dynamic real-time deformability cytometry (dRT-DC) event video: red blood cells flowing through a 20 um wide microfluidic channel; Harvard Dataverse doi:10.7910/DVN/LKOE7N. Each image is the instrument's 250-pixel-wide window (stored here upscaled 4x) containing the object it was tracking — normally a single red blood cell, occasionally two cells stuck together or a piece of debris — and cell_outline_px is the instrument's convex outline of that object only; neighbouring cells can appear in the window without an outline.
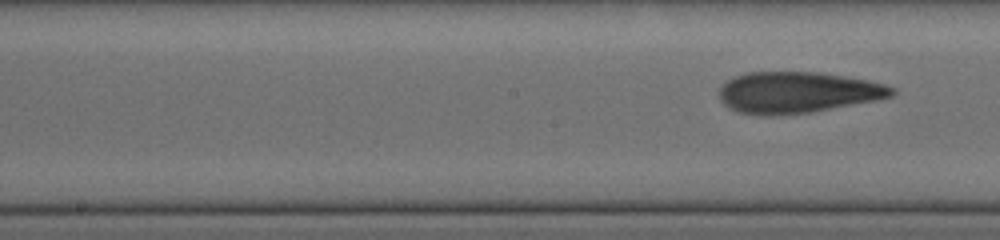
{"species": "human", "species_latin": "Homo sapiens", "temperature_condition": "cold", "stored_images_in_passage": 10, "segment_of_instrument_passage": [2, 2], "camera_frame_rate_fps": 3000, "um_per_image_px": 0.085, "donor": {"sex": "female"}, "frame": {"image": 1, "passage_image": 10, "time_ms": 7.667, "image_size_px": [1000, 240], "cell_outline_px": [[896, 92], [892, 96], [876, 100], [808, 112], [740, 112], [728, 108], [720, 100], [720, 88], [728, 80], [744, 72], [816, 72], [844, 76], [884, 84], [896, 88]], "centroid_in_image_um": [67.82, 7.8], "position_along_channel_um": 180.4, "area_um2": 40.06}}